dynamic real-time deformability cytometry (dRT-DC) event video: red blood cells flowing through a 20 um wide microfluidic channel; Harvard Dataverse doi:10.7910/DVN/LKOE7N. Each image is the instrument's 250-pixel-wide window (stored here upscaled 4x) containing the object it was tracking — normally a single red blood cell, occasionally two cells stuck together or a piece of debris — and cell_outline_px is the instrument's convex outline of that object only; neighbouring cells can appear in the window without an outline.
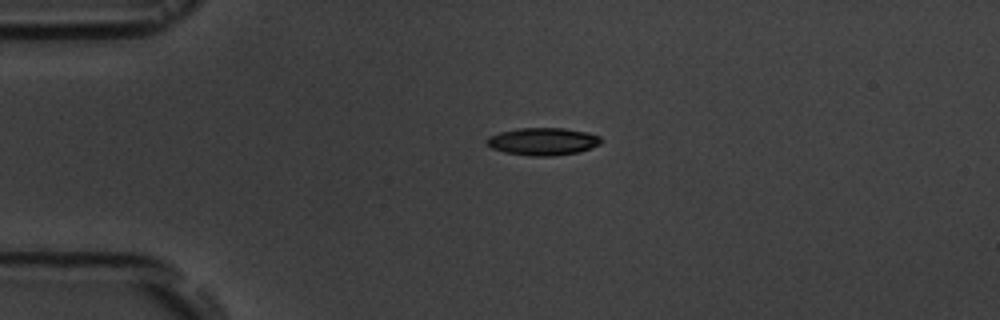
{"species": "common noctule bat (a hibernating species)", "species_latin": "Nyctalus noctula", "temperature_condition": "room temperature", "stored_images_in_passage": 4, "camera_frame_rate_fps": 3000, "um_per_image_px": 0.085, "animal": {"sex": "male", "body_mass_g": 19.5, "forearm_length_mm": 54.6}, "frame": {"image": 1, "passage_image": 3, "time_ms": 2.333, "image_size_px": [1000, 320], "cell_outline_px": [[600, 144], [580, 152], [556, 156], [532, 156], [504, 152], [492, 148], [484, 140], [488, 136], [500, 132], [516, 128], [564, 128], [588, 132], [600, 136]], "centroid_in_image_um": [46.14, 12.02], "position_along_channel_um": 38.9, "area_um2": 18.44}}